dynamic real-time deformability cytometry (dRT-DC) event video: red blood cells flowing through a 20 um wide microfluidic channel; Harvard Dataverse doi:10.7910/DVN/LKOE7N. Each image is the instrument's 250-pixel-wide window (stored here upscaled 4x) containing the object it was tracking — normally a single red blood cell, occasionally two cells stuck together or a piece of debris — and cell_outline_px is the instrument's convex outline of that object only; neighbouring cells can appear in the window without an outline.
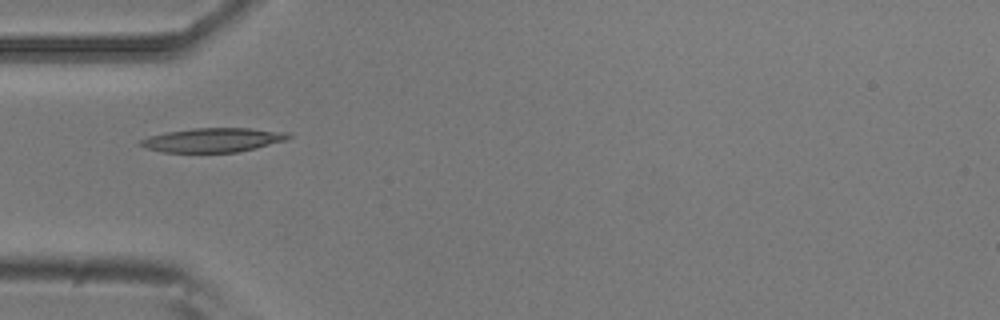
{"species": "common noctule bat (a hibernating species)", "species_latin": "Nyctalus noctula", "temperature_condition": "room temperature", "stored_images_in_passage": 7, "camera_frame_rate_fps": 3000, "um_per_image_px": 0.085, "animal": {"sex": "male", "body_mass_g": 20.5, "forearm_length_mm": 52.5}, "frame": {"image": 1, "passage_image": 4, "time_ms": 1.0, "image_size_px": [1000, 320], "cell_outline_px": [[292, 136], [288, 140], [256, 148], [236, 152], [160, 152], [144, 148], [136, 144], [140, 140], [148, 136], [168, 132], [192, 128], [248, 128], [288, 132]], "centroid_in_image_um": [18.08, 11.9], "position_along_channel_um": 66.9, "area_um2": 20.98}}
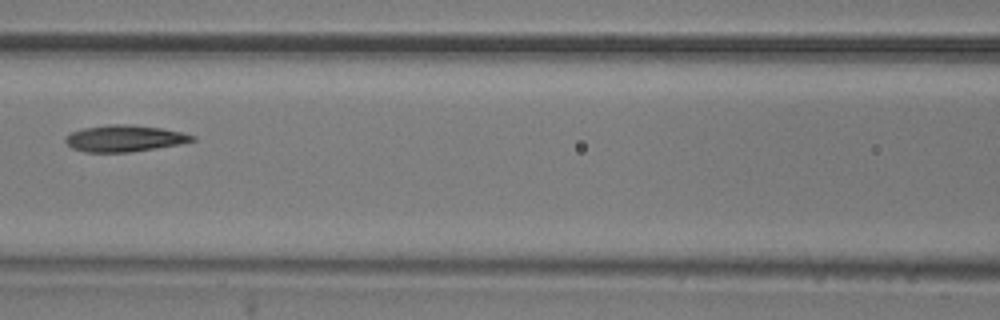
{"frame": {"image": 2, "passage_image": 6, "time_ms": 1.667, "image_size_px": [1000, 320], "cell_outline_px": [[196, 140], [180, 144], [156, 148], [128, 152], [84, 152], [72, 148], [64, 140], [72, 132], [84, 128], [108, 124], [124, 124], [160, 128], [180, 132], [196, 136]], "centroid_in_image_um": [10.59, 11.77], "position_along_channel_um": 156.0, "area_um2": 19.36}}
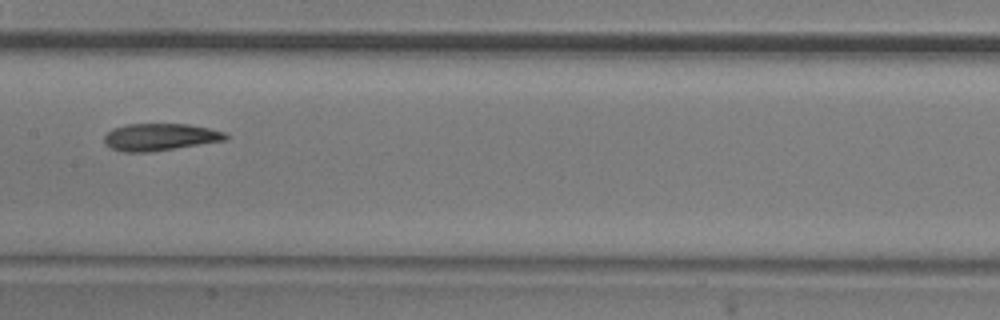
{"frame": {"image": 3, "passage_image": 7, "time_ms": 2.0, "image_size_px": [1000, 320], "cell_outline_px": [[228, 140], [148, 152], [124, 152], [112, 148], [104, 144], [104, 136], [112, 128], [128, 124], [188, 124], [208, 128], [224, 132], [228, 136]], "centroid_in_image_um": [13.59, 11.64], "position_along_channel_um": 193.8, "area_um2": 19.13}}